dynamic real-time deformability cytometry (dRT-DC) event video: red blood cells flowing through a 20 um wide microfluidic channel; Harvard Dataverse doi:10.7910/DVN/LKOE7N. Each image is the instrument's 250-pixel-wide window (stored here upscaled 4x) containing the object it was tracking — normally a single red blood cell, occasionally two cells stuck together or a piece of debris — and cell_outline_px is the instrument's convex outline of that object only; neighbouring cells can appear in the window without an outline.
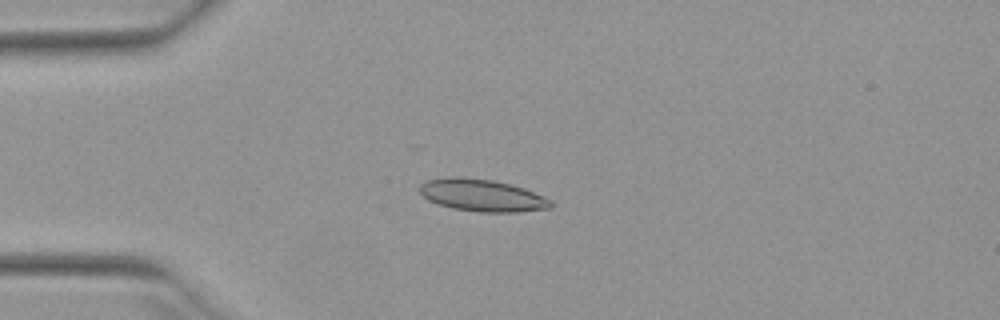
{"species": "Egyptian fruit bat (a non-hibernating species)", "species_latin": "Rousettus aegyptiacus", "temperature_condition": "warm", "stored_images_in_passage": 27, "camera_frame_rate_fps": 3000, "um_per_image_px": 0.085, "animal": {"sex": "female"}, "frame": {"image": 1, "passage_image": 12, "time_ms": 3.667, "image_size_px": [1000, 320], "cell_outline_px": [[552, 208], [520, 212], [480, 212], [452, 208], [436, 204], [428, 200], [420, 192], [420, 184], [428, 180], [448, 176], [460, 176], [492, 180], [524, 188], [544, 196], [552, 200]], "centroid_in_image_um": [40.98, 16.6], "position_along_channel_um": 44.0, "area_um2": 24.74}}
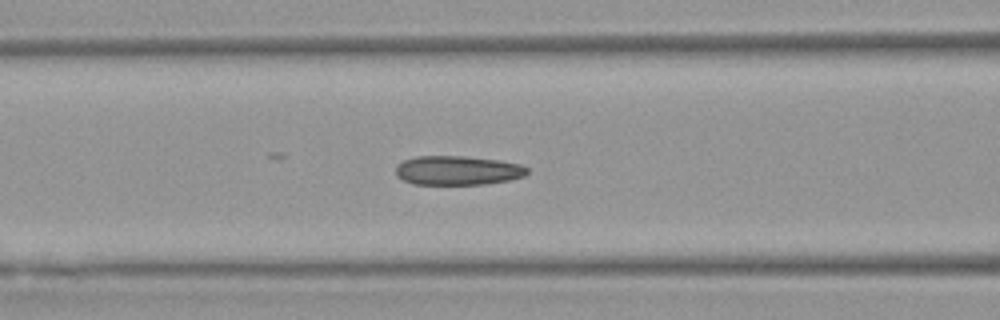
{"frame": {"image": 2, "passage_image": 20, "time_ms": 6.333, "image_size_px": [1000, 320], "cell_outline_px": [[528, 172], [524, 176], [508, 180], [484, 184], [412, 184], [396, 176], [396, 164], [404, 160], [416, 156], [464, 156], [500, 160], [520, 164], [528, 168]], "centroid_in_image_um": [38.88, 14.48], "position_along_channel_um": 127.7, "area_um2": 22.43}}
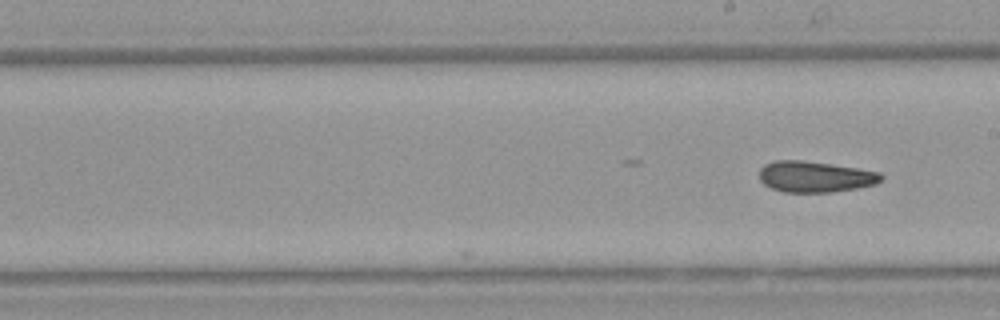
{"frame": {"image": 3, "passage_image": 27, "time_ms": 8.667, "image_size_px": [1000, 320], "cell_outline_px": [[884, 176], [876, 184], [856, 188], [832, 192], [784, 192], [772, 188], [764, 184], [760, 180], [760, 168], [764, 164], [776, 160], [800, 160], [832, 164], [880, 172]], "centroid_in_image_um": [69.27, 15.02], "position_along_channel_um": 219.7, "area_um2": 21.96}}